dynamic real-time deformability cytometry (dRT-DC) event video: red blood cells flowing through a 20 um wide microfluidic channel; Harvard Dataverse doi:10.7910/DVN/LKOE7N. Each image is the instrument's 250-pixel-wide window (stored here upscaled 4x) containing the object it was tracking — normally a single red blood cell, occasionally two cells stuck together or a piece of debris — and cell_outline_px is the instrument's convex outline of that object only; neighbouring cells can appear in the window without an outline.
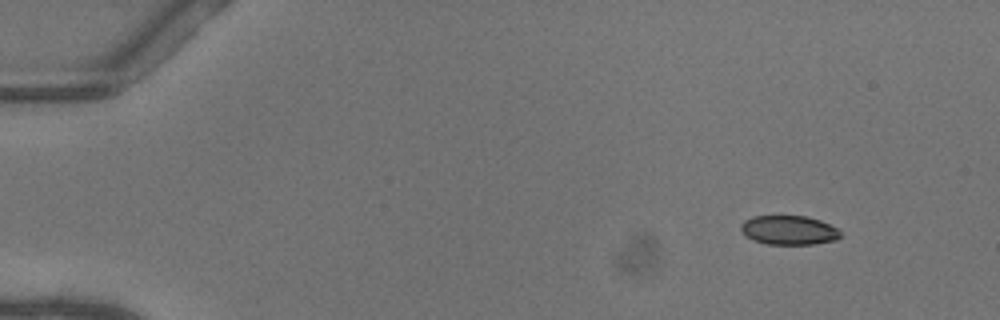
{"species": "common noctule bat (a hibernating species)", "species_latin": "Nyctalus noctula", "temperature_condition": "warm", "stored_images_in_passage": 47, "camera_frame_rate_fps": 3000, "um_per_image_px": 0.085, "animal": {"sex": "female"}, "frame": {"image": 1, "passage_image": 1, "time_ms": 0.0, "image_size_px": [1000, 320], "cell_outline_px": [[840, 236], [836, 240], [812, 244], [768, 244], [752, 240], [744, 236], [740, 228], [740, 224], [744, 220], [752, 216], [808, 216], [820, 220], [836, 228], [840, 232]], "centroid_in_image_um": [67.0, 19.56], "position_along_channel_um": 18.0, "area_um2": 16.99}}
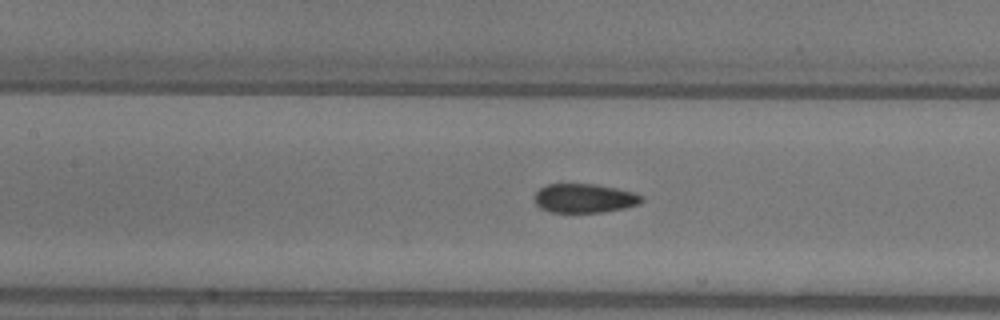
{"frame": {"image": 2, "passage_image": 20, "time_ms": 6.333, "image_size_px": [1000, 320], "cell_outline_px": [[644, 200], [640, 204], [624, 208], [600, 212], [552, 212], [540, 208], [532, 200], [536, 192], [540, 188], [548, 184], [596, 184], [616, 188], [632, 192], [640, 196]], "centroid_in_image_um": [49.64, 16.85], "position_along_channel_um": 157.8, "area_um2": 18.09}}
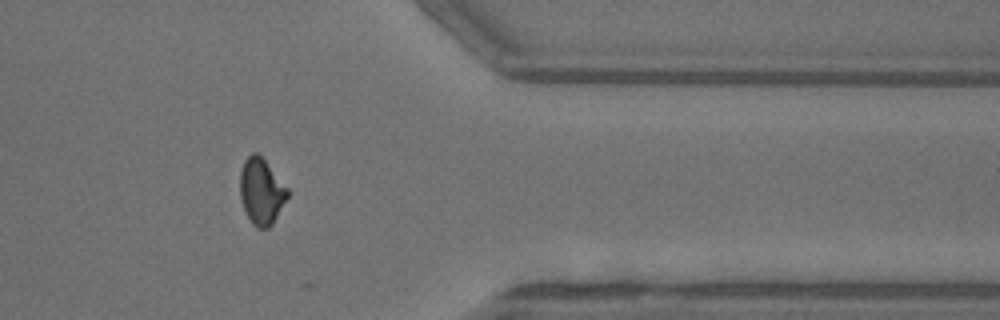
{"frame": {"image": 3, "passage_image": 38, "time_ms": 12.333, "image_size_px": [1000, 320], "cell_outline_px": [[288, 196], [272, 224], [268, 228], [256, 228], [252, 224], [244, 208], [240, 196], [240, 172], [244, 160], [252, 152], [256, 152], [264, 160], [288, 188]], "centroid_in_image_um": [22.2, 16.27], "position_along_channel_um": 389.2, "area_um2": 18.03}, "authors_computed_cell_mechanics": {"area_um2": 18.496, "velocity_mm_per_s": 4.1007, "shape_relaxation_time_tau1_ms": 5.6689, "shape_relaxation_time_tau2_ms": 1.3413, "deformation_change_tau1": 0.1221, "deformation_change_tau2": 0.0463}}